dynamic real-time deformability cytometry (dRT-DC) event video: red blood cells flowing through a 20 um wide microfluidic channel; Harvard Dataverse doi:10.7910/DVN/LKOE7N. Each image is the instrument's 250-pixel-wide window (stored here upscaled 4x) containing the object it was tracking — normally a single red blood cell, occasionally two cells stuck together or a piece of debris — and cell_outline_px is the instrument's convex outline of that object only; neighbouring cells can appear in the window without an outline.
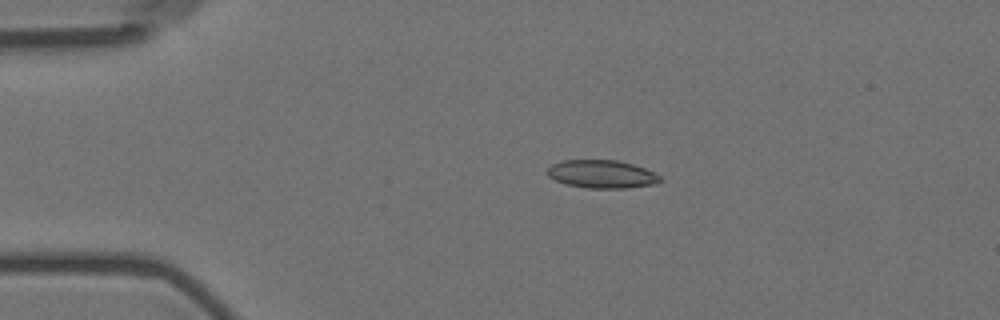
{"species": "Egyptian fruit bat (a non-hibernating species)", "species_latin": "Rousettus aegyptiacus", "temperature_condition": "room temperature", "stored_images_in_passage": 3, "camera_frame_rate_fps": 3000, "um_per_image_px": 0.085, "animal": {"sex": "female"}, "frame": {"image": 1, "passage_image": 2, "time_ms": 0.333, "image_size_px": [1000, 320], "cell_outline_px": [[664, 180], [656, 184], [628, 188], [588, 188], [564, 184], [548, 176], [548, 168], [552, 164], [564, 160], [616, 160], [632, 164], [644, 168], [660, 176]], "centroid_in_image_um": [51.17, 14.81], "position_along_channel_um": 33.8, "area_um2": 18.44}}